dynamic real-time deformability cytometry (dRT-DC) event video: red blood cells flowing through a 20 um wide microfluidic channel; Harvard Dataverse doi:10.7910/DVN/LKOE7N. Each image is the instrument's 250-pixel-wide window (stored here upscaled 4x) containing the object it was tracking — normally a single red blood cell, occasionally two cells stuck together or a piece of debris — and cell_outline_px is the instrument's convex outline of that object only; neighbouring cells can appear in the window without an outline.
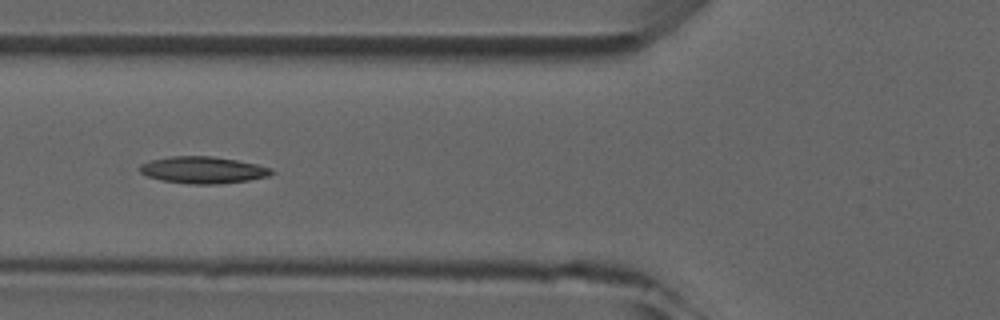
{"species": "common noctule bat (a hibernating species)", "species_latin": "Nyctalus noctula", "temperature_condition": "room temperature", "stored_images_in_passage": 6, "camera_frame_rate_fps": 3000, "um_per_image_px": 0.085, "animal": {"sex": "male", "forearm_length_mm": 52.5}, "frame": {"image": 1, "passage_image": 6, "time_ms": 5.667, "image_size_px": [1000, 320], "cell_outline_px": [[276, 172], [268, 176], [248, 180], [216, 184], [188, 184], [160, 180], [148, 176], [140, 172], [140, 164], [152, 160], [168, 156], [212, 156], [236, 160], [256, 164], [272, 168]], "centroid_in_image_um": [17.26, 14.45], "position_along_channel_um": 108.5, "area_um2": 20.58}}